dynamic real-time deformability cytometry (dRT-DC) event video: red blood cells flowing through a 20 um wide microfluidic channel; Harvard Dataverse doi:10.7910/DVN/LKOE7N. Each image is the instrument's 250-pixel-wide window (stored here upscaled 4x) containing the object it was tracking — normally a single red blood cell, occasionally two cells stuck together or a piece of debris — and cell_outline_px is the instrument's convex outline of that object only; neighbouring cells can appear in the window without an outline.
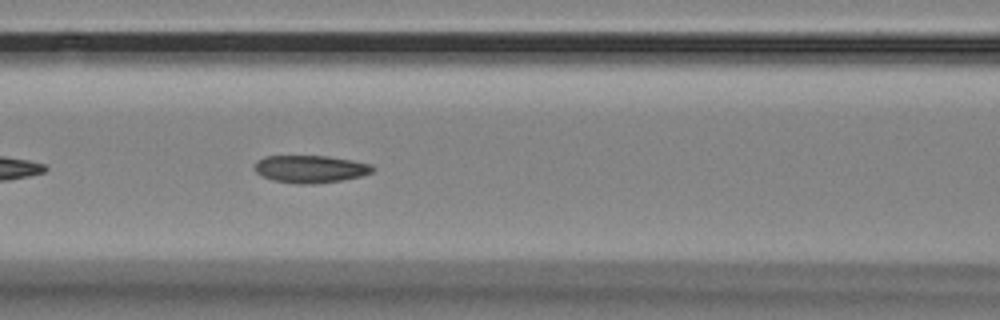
{"species": "Egyptian fruit bat (a non-hibernating species)", "species_latin": "Rousettus aegyptiacus", "temperature_condition": "room temperature", "stored_images_in_passage": 42, "camera_frame_rate_fps": 3000, "um_per_image_px": 0.085, "animal": {"sex": "female"}, "frame": {"image": 1, "passage_image": 9, "time_ms": 2.667, "image_size_px": [1000, 320], "cell_outline_px": [[376, 168], [372, 172], [360, 176], [340, 180], [312, 184], [296, 184], [272, 180], [256, 172], [256, 164], [264, 156], [328, 156], [352, 160], [372, 164]], "centroid_in_image_um": [26.42, 14.36], "position_along_channel_um": 140.2, "area_um2": 18.73}}
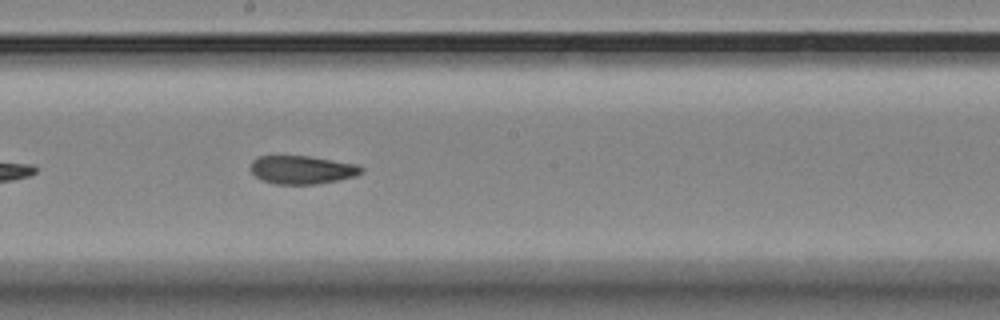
{"frame": {"image": 2, "passage_image": 16, "time_ms": 5.0, "image_size_px": [1000, 320], "cell_outline_px": [[364, 172], [352, 176], [336, 180], [316, 184], [276, 184], [260, 180], [252, 172], [252, 160], [260, 156], [308, 156], [360, 164], [364, 168]], "centroid_in_image_um": [25.7, 14.43], "position_along_channel_um": 222.5, "area_um2": 18.21}}
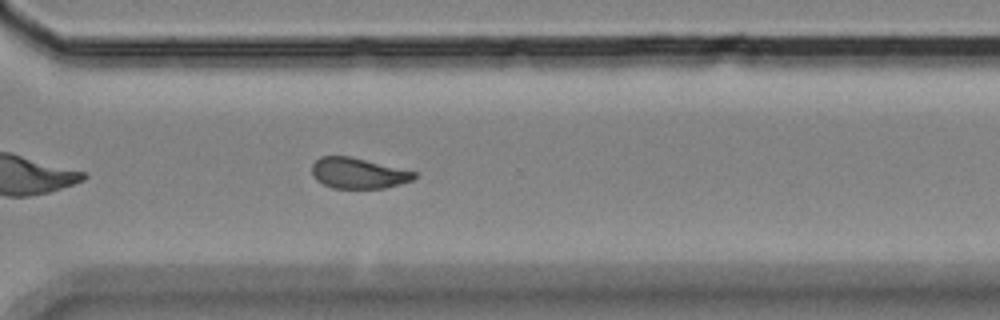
{"frame": {"image": 3, "passage_image": 26, "time_ms": 8.333, "image_size_px": [1000, 320], "cell_outline_px": [[416, 176], [412, 180], [400, 184], [384, 188], [332, 188], [316, 180], [312, 176], [312, 164], [320, 156], [348, 156], [416, 172]], "centroid_in_image_um": [30.41, 14.73], "position_along_channel_um": 340.2, "area_um2": 18.09}, "authors_computed_cell_mechanics": {"area_um2": 19.0451, "velocity_mm_per_s": 3.5348, "shape_relaxation_time_tau1_ms": null, "shape_relaxation_time_tau2_ms": 3.725, "deformation_change_tau1": null, "deformation_change_tau2": 0.0919}}